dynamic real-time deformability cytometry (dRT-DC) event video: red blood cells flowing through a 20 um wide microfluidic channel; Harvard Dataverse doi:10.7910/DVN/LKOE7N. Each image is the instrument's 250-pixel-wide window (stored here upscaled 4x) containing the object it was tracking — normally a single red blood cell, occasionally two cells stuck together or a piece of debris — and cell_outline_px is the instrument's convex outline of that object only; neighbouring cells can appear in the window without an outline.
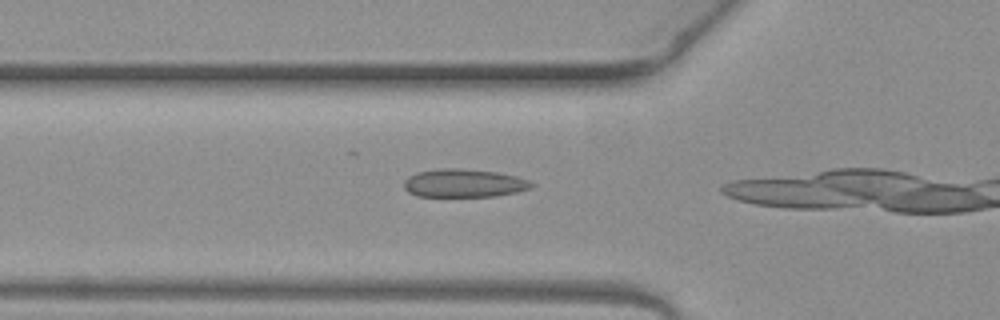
{"species": "common noctule bat (a hibernating species)", "species_latin": "Nyctalus noctula", "temperature_condition": "warm", "stored_images_in_passage": 4, "camera_frame_rate_fps": 3000, "um_per_image_px": 0.085, "animal": {"sex": "female", "body_mass_g": 19.3, "forearm_length_mm": 54.1}, "frame": {"image": 1, "passage_image": 4, "time_ms": 1.0, "image_size_px": [1000, 320], "cell_outline_px": [[536, 184], [532, 188], [516, 192], [496, 196], [416, 196], [408, 192], [404, 188], [404, 180], [408, 176], [416, 172], [440, 168], [460, 168], [496, 172], [516, 176], [528, 180]], "centroid_in_image_um": [39.42, 15.56], "position_along_channel_um": 86.4, "area_um2": 21.1}}